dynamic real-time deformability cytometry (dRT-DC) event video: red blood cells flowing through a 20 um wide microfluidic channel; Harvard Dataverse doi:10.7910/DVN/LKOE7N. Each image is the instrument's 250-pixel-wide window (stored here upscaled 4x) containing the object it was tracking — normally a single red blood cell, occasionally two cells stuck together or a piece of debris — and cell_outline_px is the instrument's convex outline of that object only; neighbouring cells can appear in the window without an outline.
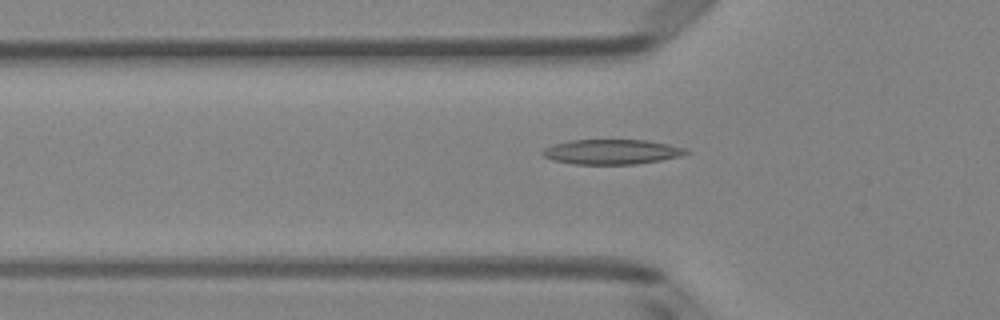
{"species": "Egyptian fruit bat (a non-hibernating species)", "species_latin": "Rousettus aegyptiacus", "temperature_condition": "room temperature", "stored_images_in_passage": 42, "camera_frame_rate_fps": 3000, "um_per_image_px": 0.085, "animal": {"sex": "female"}, "frame": {"image": 1, "passage_image": 17, "time_ms": 5.333, "image_size_px": [1000, 320], "cell_outline_px": [[692, 152], [680, 156], [660, 160], [636, 164], [572, 164], [552, 160], [544, 156], [540, 152], [544, 148], [556, 144], [572, 140], [648, 140], [668, 144], [684, 148]], "centroid_in_image_um": [52.0, 12.91], "position_along_channel_um": 73.8, "area_um2": 20.75}}
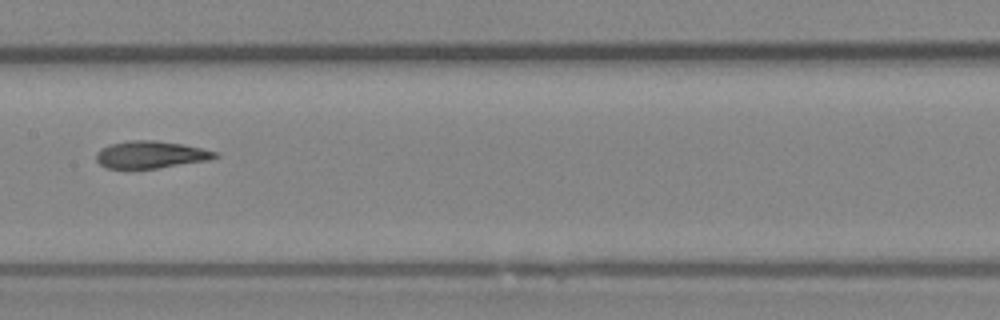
{"frame": {"image": 2, "passage_image": 26, "time_ms": 8.333, "image_size_px": [1000, 320], "cell_outline_px": [[220, 156], [208, 160], [156, 168], [104, 168], [96, 160], [96, 152], [100, 148], [112, 144], [128, 140], [156, 140], [180, 144], [220, 152]], "centroid_in_image_um": [12.8, 13.14], "position_along_channel_um": 194.6, "area_um2": 18.79}}
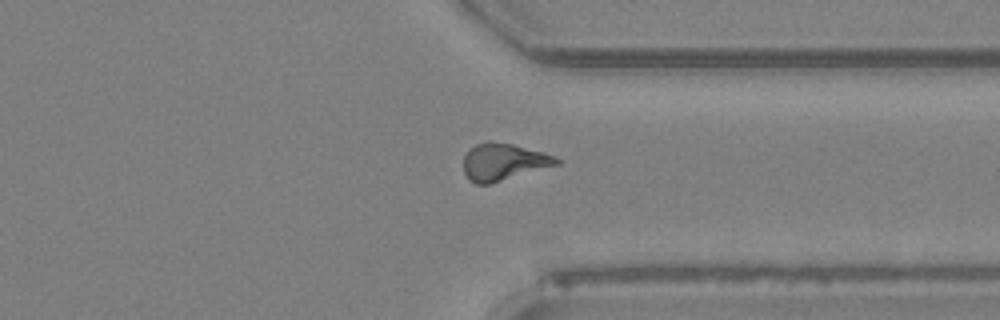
{"frame": {"image": 3, "passage_image": 39, "time_ms": 12.667, "image_size_px": [1000, 320], "cell_outline_px": [[564, 160], [560, 164], [488, 184], [476, 184], [468, 180], [464, 172], [464, 156], [468, 148], [476, 144], [488, 140], [512, 144], [544, 152], [556, 156]], "centroid_in_image_um": [42.81, 13.74], "position_along_channel_um": 368.6, "area_um2": 20.29}, "authors_computed_cell_mechanics": {"area_um2": 19.9699, "velocity_mm_per_s": 4.0272, "shape_relaxation_time_tau1_ms": 10.0716, "shape_relaxation_time_tau2_ms": 2.1997, "deformation_change_tau1": 0.2714, "deformation_change_tau2": 0.1119}}